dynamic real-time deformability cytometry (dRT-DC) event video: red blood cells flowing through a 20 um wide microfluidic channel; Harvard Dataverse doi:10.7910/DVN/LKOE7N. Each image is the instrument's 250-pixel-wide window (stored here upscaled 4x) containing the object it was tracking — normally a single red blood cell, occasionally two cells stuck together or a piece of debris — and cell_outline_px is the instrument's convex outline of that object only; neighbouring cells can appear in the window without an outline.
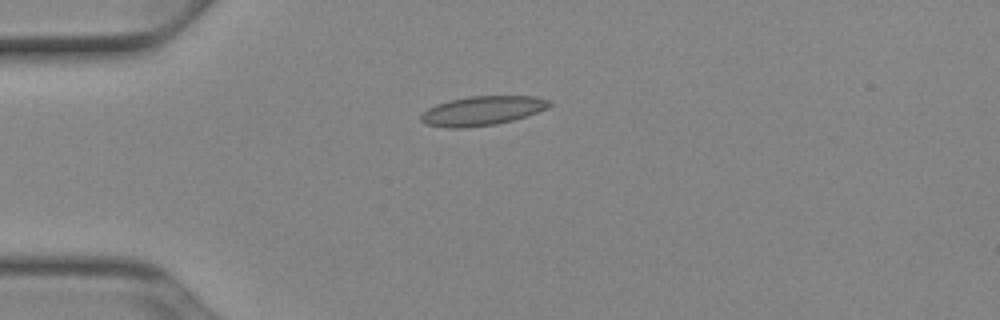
{"species": "Egyptian fruit bat (a non-hibernating species)", "species_latin": "Rousettus aegyptiacus", "temperature_condition": "cold", "stored_images_in_passage": 39, "camera_frame_rate_fps": 3000, "um_per_image_px": 0.085, "animal": {"sex": "female"}, "frame": {"image": 1, "passage_image": 1, "time_ms": 0.0, "image_size_px": [1000, 320], "cell_outline_px": [[552, 104], [536, 112], [512, 120], [496, 124], [464, 128], [444, 128], [428, 124], [420, 120], [420, 116], [428, 108], [436, 104], [448, 100], [468, 96], [536, 96], [552, 100]], "centroid_in_image_um": [40.96, 9.4], "position_along_channel_um": 44.0, "area_um2": 21.85}}
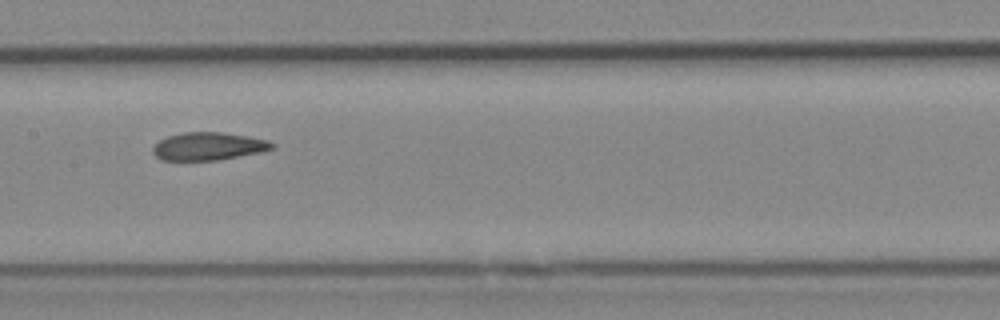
{"frame": {"image": 2, "passage_image": 14, "time_ms": 4.333, "image_size_px": [1000, 320], "cell_outline_px": [[276, 148], [260, 152], [216, 160], [160, 160], [152, 152], [152, 148], [160, 140], [168, 136], [184, 132], [224, 132], [248, 136], [268, 140], [276, 144]], "centroid_in_image_um": [17.74, 12.43], "position_along_channel_um": 189.7, "area_um2": 19.36}}
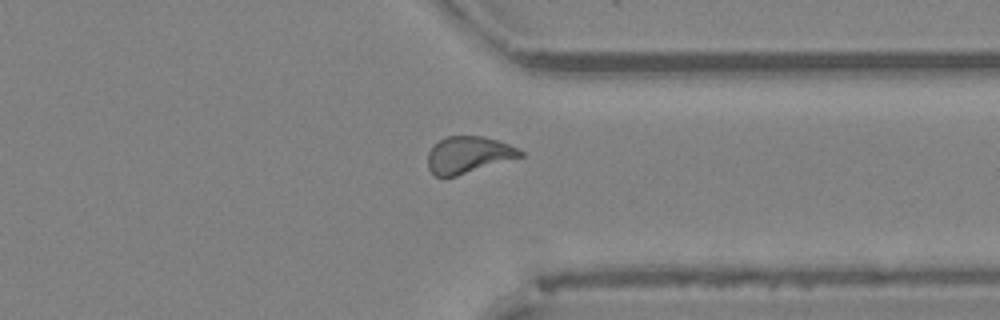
{"frame": {"image": 3, "passage_image": 28, "time_ms": 9.0, "image_size_px": [1000, 320], "cell_outline_px": [[524, 156], [456, 176], [436, 176], [428, 168], [428, 152], [440, 140], [448, 136], [484, 136], [500, 140], [524, 152]], "centroid_in_image_um": [39.84, 13.15], "position_along_channel_um": 371.6, "area_um2": 19.65}, "authors_computed_cell_mechanics": {"area_um2": 19.941, "velocity_mm_per_s": 3.9008, "shape_relaxation_time_tau1_ms": null, "shape_relaxation_time_tau2_ms": 2.7242, "deformation_change_tau1": null, "deformation_change_tau2": 0.065}}